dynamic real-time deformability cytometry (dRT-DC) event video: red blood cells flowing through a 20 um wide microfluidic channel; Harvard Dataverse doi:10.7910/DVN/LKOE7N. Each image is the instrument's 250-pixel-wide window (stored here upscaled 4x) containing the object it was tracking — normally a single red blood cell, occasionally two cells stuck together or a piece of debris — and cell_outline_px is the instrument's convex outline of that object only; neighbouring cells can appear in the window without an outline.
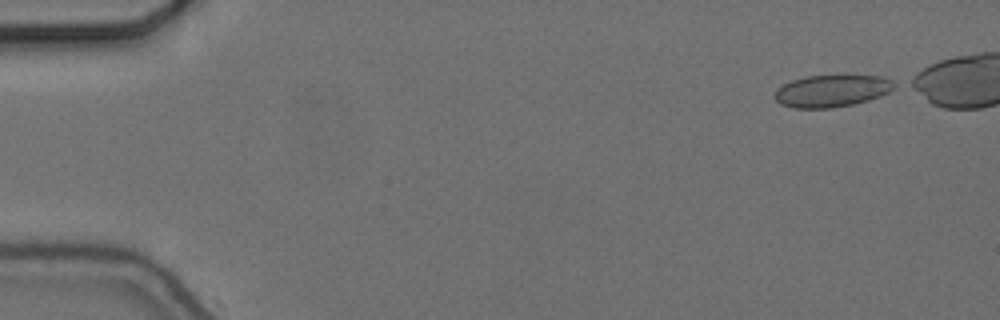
{"species": "common noctule bat (a hibernating species)", "species_latin": "Nyctalus noctula", "temperature_condition": "cold", "stored_images_in_passage": 2, "camera_frame_rate_fps": 3000, "um_per_image_px": 0.085, "animal": {"sex": "female", "body_mass_g": 24.6, "forearm_length_mm": 56.2}, "frame": {"image": 1, "passage_image": 1, "time_ms": 0.0, "image_size_px": [1000, 320], "cell_outline_px": [[900, 84], [888, 92], [880, 96], [868, 100], [852, 104], [832, 108], [792, 108], [780, 104], [772, 96], [776, 88], [792, 80], [808, 76], [844, 72], [880, 76], [892, 80]], "centroid_in_image_um": [70.73, 7.67], "position_along_channel_um": 14.3, "area_um2": 23.47}}